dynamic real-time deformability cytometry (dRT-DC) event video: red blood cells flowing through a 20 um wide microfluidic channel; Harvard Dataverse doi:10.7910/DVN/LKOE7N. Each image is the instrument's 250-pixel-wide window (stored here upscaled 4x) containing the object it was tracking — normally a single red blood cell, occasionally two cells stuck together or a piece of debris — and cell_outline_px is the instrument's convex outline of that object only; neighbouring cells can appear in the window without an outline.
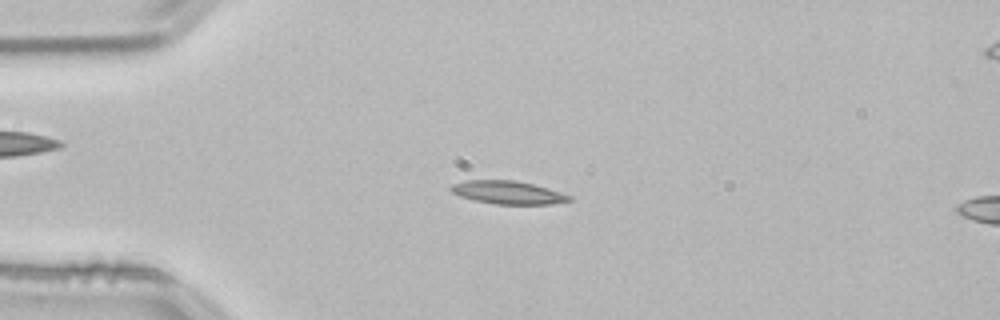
{"species": "common noctule bat (a hibernating species)", "species_latin": "Nyctalus noctula", "temperature_condition": "room temperature", "stored_images_in_passage": 52, "camera_frame_rate_fps": 3000, "um_per_image_px": 0.085, "animal": {"sex": "male", "body_mass_g": 21.5, "forearm_length_mm": 52.0}, "frame": {"image": 1, "passage_image": 12, "time_ms": 3.667, "image_size_px": [1000, 320], "cell_outline_px": [[572, 200], [552, 204], [496, 204], [472, 200], [460, 196], [452, 192], [448, 188], [452, 184], [468, 180], [512, 180], [532, 184], [548, 188], [572, 196]], "centroid_in_image_um": [43.15, 16.36], "position_along_channel_um": 41.8, "area_um2": 15.9}}
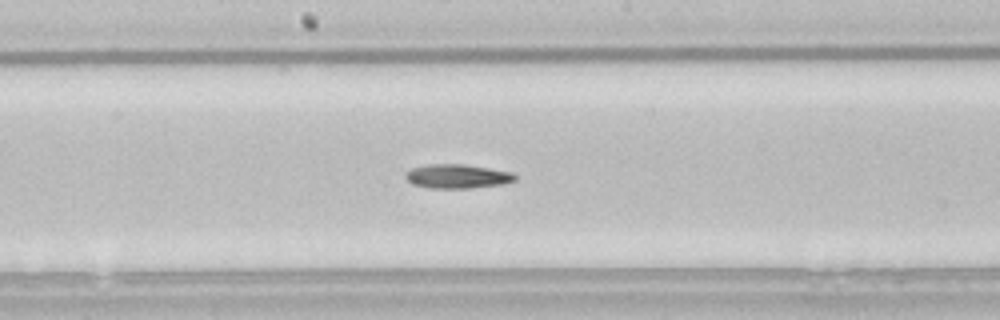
{"frame": {"image": 2, "passage_image": 27, "time_ms": 8.667, "image_size_px": [1000, 320], "cell_outline_px": [[516, 180], [504, 184], [472, 188], [428, 188], [412, 184], [404, 176], [412, 168], [428, 164], [464, 164], [512, 172], [516, 176]], "centroid_in_image_um": [38.88, 14.99], "position_along_channel_um": 209.3, "area_um2": 15.37}}
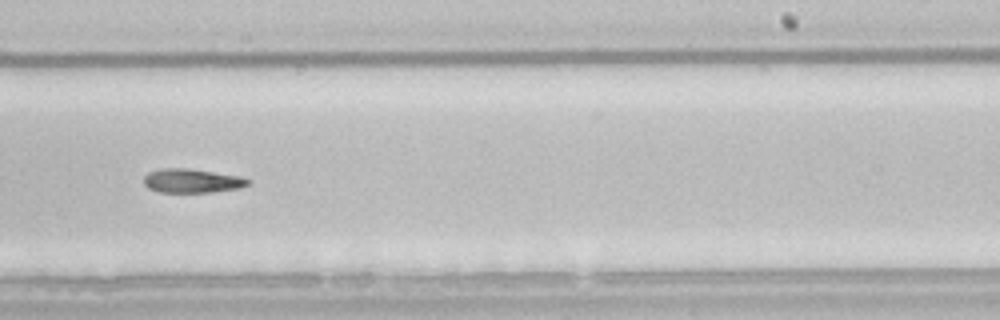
{"frame": {"image": 3, "passage_image": 32, "time_ms": 10.333, "image_size_px": [1000, 320], "cell_outline_px": [[252, 180], [248, 184], [240, 188], [212, 192], [160, 192], [148, 188], [144, 184], [144, 176], [148, 172], [160, 168], [188, 168], [240, 176]], "centroid_in_image_um": [16.31, 15.36], "position_along_channel_um": 272.7, "area_um2": 14.62}, "authors_computed_cell_mechanics": {"area_um2": 15.4326, "velocity_mm_per_s": 3.8259, "shape_relaxation_time_tau1_ms": null, "shape_relaxation_time_tau2_ms": 9.4087, "deformation_change_tau1": null, "deformation_change_tau2": 0.1882}}